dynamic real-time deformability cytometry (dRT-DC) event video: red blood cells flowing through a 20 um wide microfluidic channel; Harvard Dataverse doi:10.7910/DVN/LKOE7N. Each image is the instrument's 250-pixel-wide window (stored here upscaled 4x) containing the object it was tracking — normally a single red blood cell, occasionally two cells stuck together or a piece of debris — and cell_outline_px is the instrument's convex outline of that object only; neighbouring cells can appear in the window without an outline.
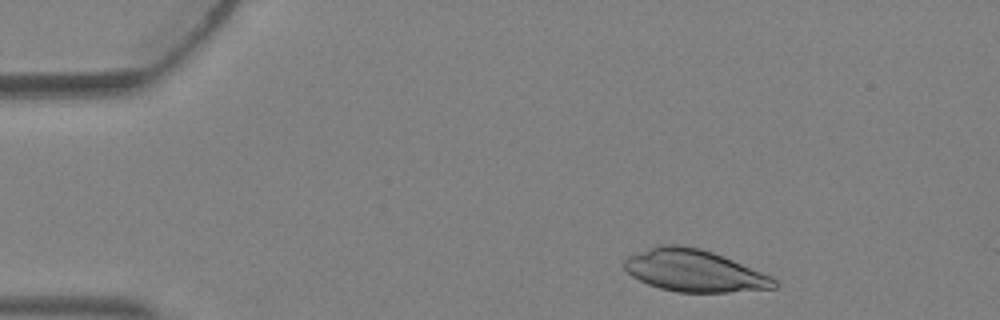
{"species": "Egyptian fruit bat (a non-hibernating species)", "species_latin": "Rousettus aegyptiacus", "temperature_condition": "warm", "stored_images_in_passage": 3, "camera_frame_rate_fps": 3000, "um_per_image_px": 0.085, "animal": {"sex": "female"}, "frame": {"image": 1, "passage_image": 1, "time_ms": 0.0, "image_size_px": [1000, 320], "cell_outline_px": [[780, 284], [776, 288], [728, 292], [676, 292], [660, 288], [648, 284], [632, 276], [624, 268], [624, 260], [628, 256], [660, 244], [680, 244], [700, 248], [712, 252], [772, 276]], "centroid_in_image_um": [59.02, 23.01], "position_along_channel_um": 26.0, "area_um2": 36.59}}